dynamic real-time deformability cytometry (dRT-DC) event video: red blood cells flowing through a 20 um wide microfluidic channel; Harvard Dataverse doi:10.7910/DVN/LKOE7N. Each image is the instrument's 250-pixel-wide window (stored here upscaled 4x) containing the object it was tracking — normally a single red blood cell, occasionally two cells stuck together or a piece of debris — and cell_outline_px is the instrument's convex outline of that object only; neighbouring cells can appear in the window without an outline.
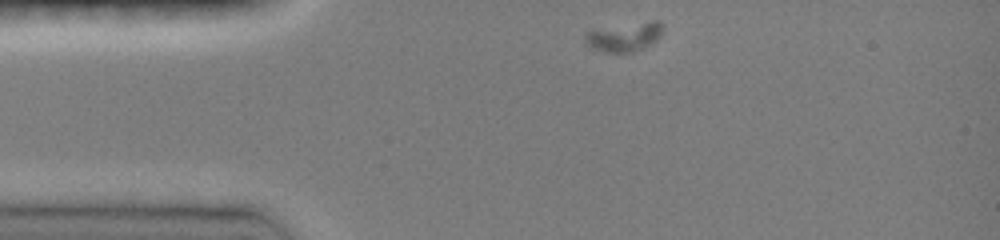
{"species": "common noctule bat (a hibernating species)", "species_latin": "Nyctalus noctula", "temperature_condition": "room temperature", "stored_images_in_passage": 28, "camera_frame_rate_fps": 3000, "um_per_image_px": 0.085, "animal": {"sex": "female", "body_mass_g": 19.0, "forearm_length_mm": 51.5}, "frame": {"image": 1, "passage_image": 1, "time_ms": 0.0, "image_size_px": [1000, 240], "cell_outline_px": [[660, 32], [656, 40], [632, 52], [604, 52], [592, 48], [584, 40], [584, 36], [588, 32], [652, 20], [656, 20], [660, 24]], "centroid_in_image_um": [53.04, 3.16], "position_along_channel_um": 32.0, "area_um2": 12.2}}
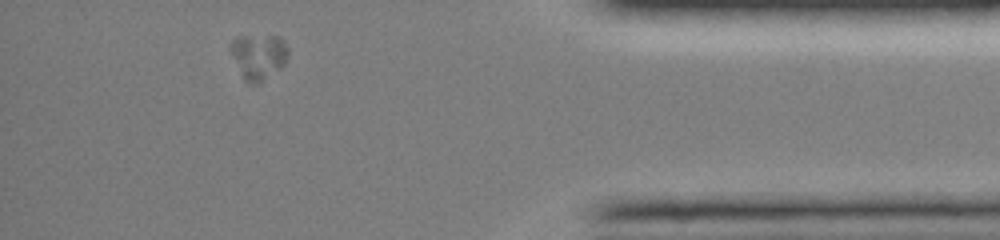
{"frame": {"image": 2, "passage_image": 26, "time_ms": 11.333, "image_size_px": [1000, 240], "cell_outline_px": [[288, 56], [284, 64], [280, 68], [260, 84], [248, 84], [244, 80], [228, 48], [232, 40], [236, 36], [280, 36], [284, 40], [288, 48]], "centroid_in_image_um": [21.97, 4.8], "position_along_channel_um": 413.2, "area_um2": 15.49}}